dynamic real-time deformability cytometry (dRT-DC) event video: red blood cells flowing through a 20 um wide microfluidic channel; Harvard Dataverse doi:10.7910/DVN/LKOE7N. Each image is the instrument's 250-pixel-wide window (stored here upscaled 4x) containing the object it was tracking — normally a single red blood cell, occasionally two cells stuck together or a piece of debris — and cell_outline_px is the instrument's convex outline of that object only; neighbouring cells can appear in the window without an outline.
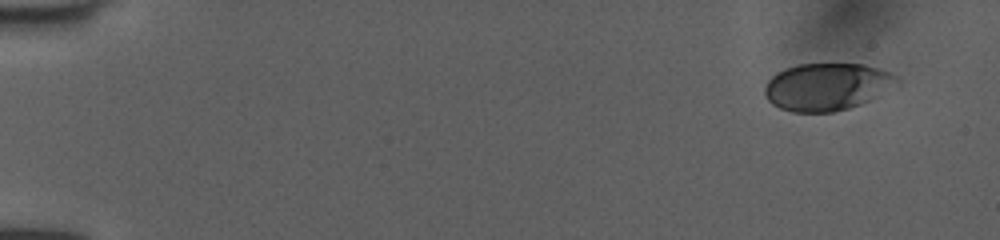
{"species": "human", "species_latin": "Homo sapiens", "temperature_condition": "room temperature", "stored_images_in_passage": 49, "camera_frame_rate_fps": 3000, "um_per_image_px": 0.085, "donor": {"sex": "female"}, "frame": {"image": 1, "passage_image": 1, "time_ms": 0.0, "image_size_px": [1000, 240], "cell_outline_px": [[900, 84], [860, 104], [848, 108], [832, 112], [792, 112], [780, 108], [772, 104], [764, 96], [764, 88], [768, 80], [772, 76], [788, 68], [800, 64], [860, 64], [876, 68], [888, 72], [896, 76], [900, 80]], "centroid_in_image_um": [70.28, 7.38], "position_along_channel_um": 14.7, "area_um2": 36.18}}
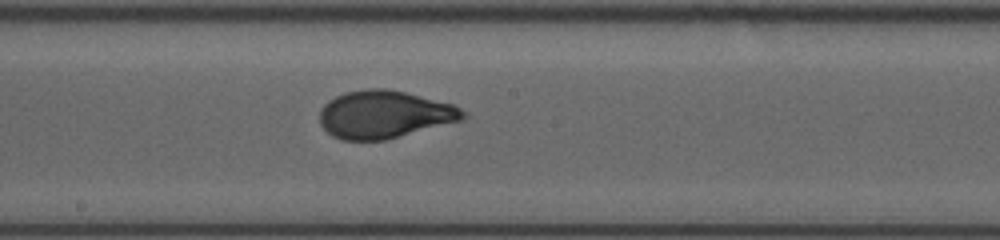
{"frame": {"image": 2, "passage_image": 27, "time_ms": 8.667, "image_size_px": [1000, 240], "cell_outline_px": [[468, 116], [460, 120], [384, 140], [340, 140], [332, 136], [320, 124], [320, 108], [328, 100], [344, 92], [368, 88], [388, 88], [452, 104], [460, 108]], "centroid_in_image_um": [32.61, 9.72], "position_along_channel_um": 215.6, "area_um2": 39.54}}
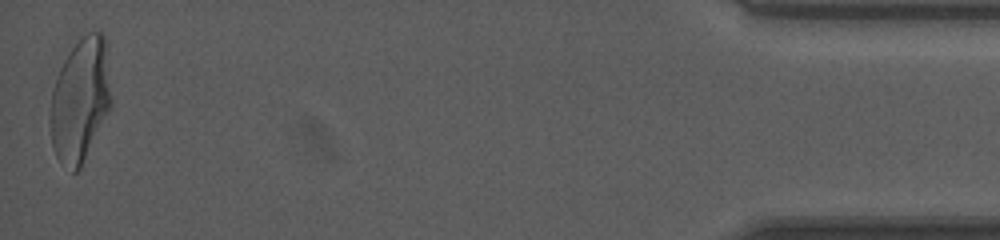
{"frame": {"image": 3, "passage_image": 49, "time_ms": 16.0, "image_size_px": [1000, 240], "cell_outline_px": [[112, 104], [80, 168], [76, 172], [72, 172], [60, 164], [56, 156], [52, 144], [52, 88], [60, 68], [64, 60], [72, 48], [88, 32], [100, 32], [104, 36], [112, 100]], "centroid_in_image_um": [6.83, 8.53], "position_along_channel_um": 428.4, "area_um2": 43.06}, "authors_computed_cell_mechanics": {"area_um2": 39.2462, "velocity_mm_per_s": 4.0041, "shape_relaxation_time_tau1_ms": 3.8591, "shape_relaxation_time_tau2_ms": null, "deformation_change_tau1": 0.1845, "deformation_change_tau2": null}}